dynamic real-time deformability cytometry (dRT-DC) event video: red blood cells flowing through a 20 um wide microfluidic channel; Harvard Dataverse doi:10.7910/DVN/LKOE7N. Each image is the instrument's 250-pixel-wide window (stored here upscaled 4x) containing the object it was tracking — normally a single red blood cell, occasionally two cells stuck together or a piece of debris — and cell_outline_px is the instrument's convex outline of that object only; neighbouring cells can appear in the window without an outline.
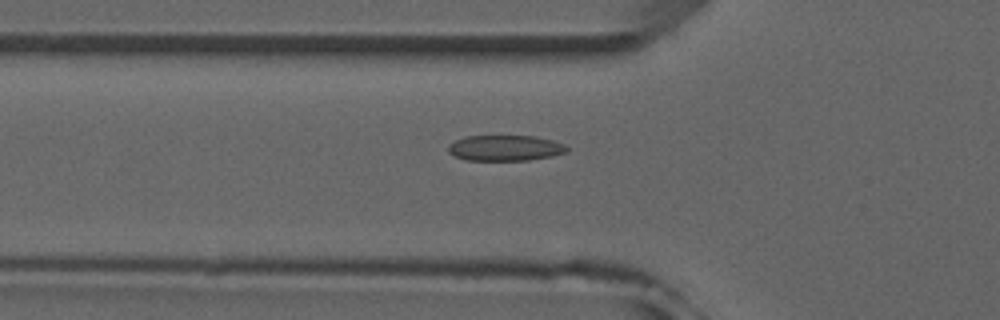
{"species": "common noctule bat (a hibernating species)", "species_latin": "Nyctalus noctula", "temperature_condition": "room temperature", "stored_images_in_passage": 43, "camera_frame_rate_fps": 3000, "um_per_image_px": 0.085, "animal": {"sex": "male", "forearm_length_mm": 52.5}, "frame": {"image": 1, "passage_image": 9, "time_ms": 2.667, "image_size_px": [1000, 320], "cell_outline_px": [[568, 152], [552, 156], [528, 160], [464, 160], [448, 152], [448, 144], [464, 136], [536, 136], [552, 140], [564, 144], [568, 148]], "centroid_in_image_um": [42.94, 12.58], "position_along_channel_um": 82.9, "area_um2": 17.8}}
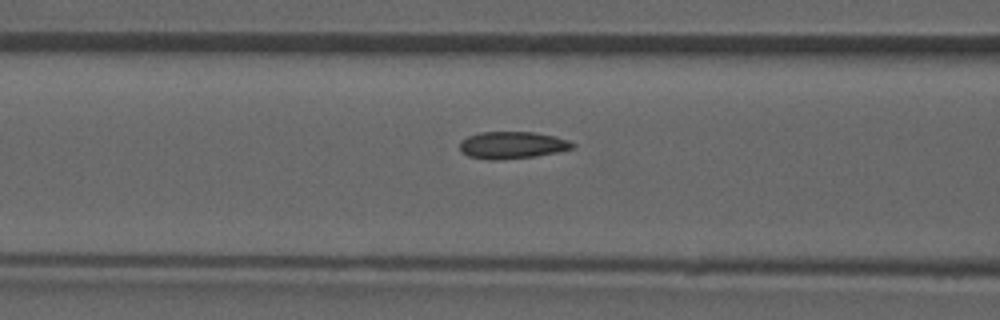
{"frame": {"image": 2, "passage_image": 12, "time_ms": 3.667, "image_size_px": [1000, 320], "cell_outline_px": [[576, 144], [572, 148], [556, 152], [536, 156], [496, 160], [488, 160], [468, 156], [460, 152], [460, 140], [468, 136], [480, 132], [532, 132], [552, 136], [568, 140]], "centroid_in_image_um": [43.48, 12.34], "position_along_channel_um": 123.1, "area_um2": 17.74}}
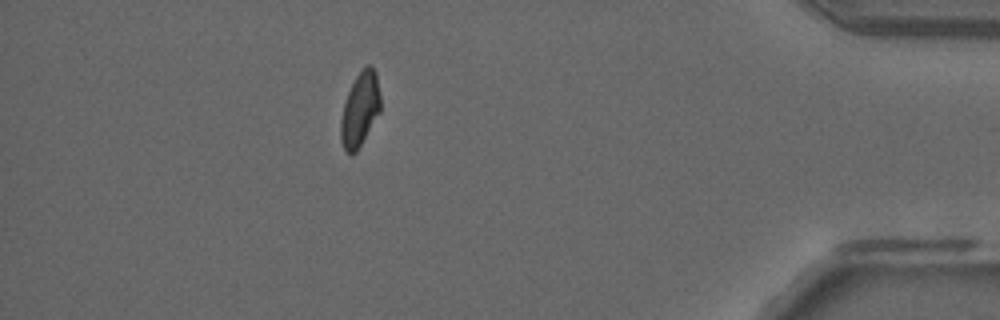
{"frame": {"image": 3, "passage_image": 37, "time_ms": 12.0, "image_size_px": [1000, 320], "cell_outline_px": [[380, 112], [356, 152], [348, 152], [344, 148], [340, 140], [340, 120], [344, 104], [348, 92], [356, 76], [368, 64], [376, 72], [380, 96]], "centroid_in_image_um": [30.59, 9.3], "position_along_channel_um": 404.6, "area_um2": 16.82}, "authors_computed_cell_mechanics": {"area_um2": 17.5712, "velocity_mm_per_s": 3.9668, "shape_relaxation_time_tau1_ms": null, "shape_relaxation_time_tau2_ms": 2.023, "deformation_change_tau1": null, "deformation_change_tau2": 0.0761}}